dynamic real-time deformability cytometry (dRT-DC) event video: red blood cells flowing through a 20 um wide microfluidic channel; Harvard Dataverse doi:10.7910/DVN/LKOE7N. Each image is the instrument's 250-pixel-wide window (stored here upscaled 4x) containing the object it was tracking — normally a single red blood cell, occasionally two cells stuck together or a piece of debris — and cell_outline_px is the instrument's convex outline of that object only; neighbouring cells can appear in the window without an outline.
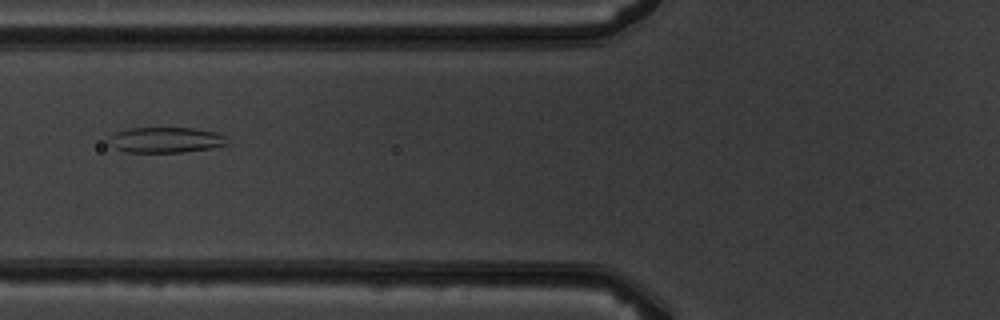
{"species": "common noctule bat (a hibernating species)", "species_latin": "Nyctalus noctula", "temperature_condition": "warm", "stored_images_in_passage": 7, "camera_frame_rate_fps": 3000, "um_per_image_px": 0.085, "animal": {"sex": "male", "body_mass_g": 19.5, "forearm_length_mm": 54.6}, "frame": {"image": 1, "passage_image": 6, "time_ms": 5.667, "image_size_px": [1000, 320], "cell_outline_px": [[228, 144], [212, 148], [184, 152], [124, 152], [116, 148], [112, 136], [116, 132], [128, 128], [192, 128], [212, 132], [224, 136]], "centroid_in_image_um": [14.14, 11.9], "position_along_channel_um": 111.7, "area_um2": 17.11}}